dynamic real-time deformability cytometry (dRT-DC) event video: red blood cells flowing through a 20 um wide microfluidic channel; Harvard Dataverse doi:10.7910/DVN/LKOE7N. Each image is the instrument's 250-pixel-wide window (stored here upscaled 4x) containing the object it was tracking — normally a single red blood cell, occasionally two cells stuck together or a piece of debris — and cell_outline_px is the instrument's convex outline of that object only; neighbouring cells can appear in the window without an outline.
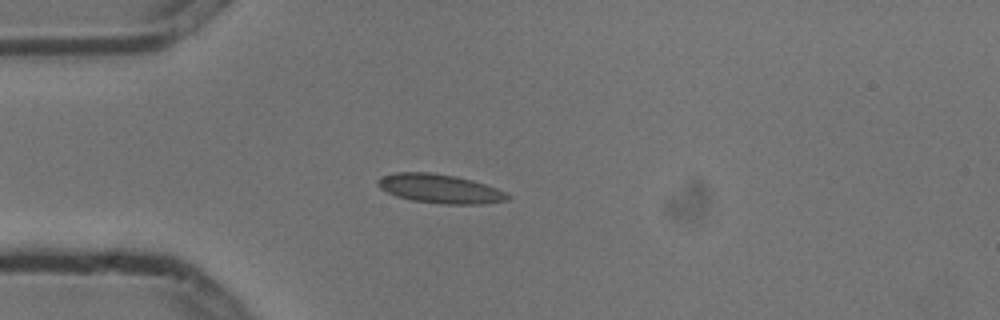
{"species": "common noctule bat (a hibernating species)", "species_latin": "Nyctalus noctula", "temperature_condition": "cold", "stored_images_in_passage": 2, "camera_frame_rate_fps": 3000, "um_per_image_px": 0.085, "animal": {"sex": "male", "body_mass_g": 13.3}, "frame": {"image": 1, "passage_image": 1, "time_ms": 0.0, "image_size_px": [1000, 320], "cell_outline_px": [[512, 196], [508, 200], [484, 204], [444, 204], [412, 200], [396, 196], [380, 188], [376, 184], [376, 180], [384, 176], [396, 172], [428, 172], [456, 176], [472, 180], [496, 188]], "centroid_in_image_um": [37.39, 16.04], "position_along_channel_um": 47.6, "area_um2": 21.85}}